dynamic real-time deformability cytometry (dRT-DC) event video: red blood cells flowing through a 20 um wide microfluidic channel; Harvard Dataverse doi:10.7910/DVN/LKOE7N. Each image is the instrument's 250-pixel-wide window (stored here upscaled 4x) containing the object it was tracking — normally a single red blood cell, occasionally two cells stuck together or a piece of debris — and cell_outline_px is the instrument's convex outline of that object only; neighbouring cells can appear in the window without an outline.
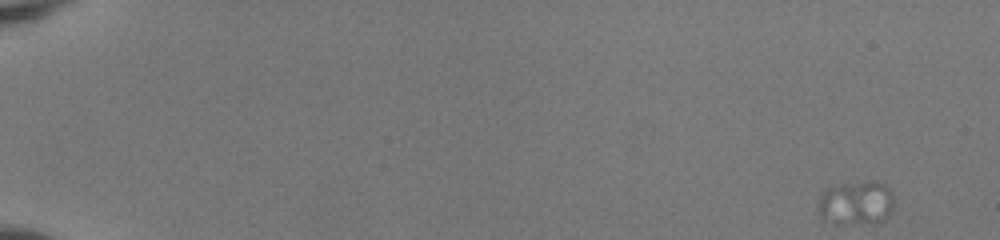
{"species": "human", "species_latin": "Homo sapiens", "temperature_condition": "room temperature", "stored_images_in_passage": 19, "camera_frame_rate_fps": 3000, "um_per_image_px": 0.085, "donor": {"sex": "female"}, "frame": {"image": 1, "passage_image": 1, "time_ms": 0.0, "image_size_px": [1000, 240], "cell_outline_px": [[892, 208], [888, 216], [880, 220], [844, 224], [836, 224], [820, 220], [820, 196], [832, 184], [872, 180], [876, 180], [884, 184], [892, 192]], "centroid_in_image_um": [72.74, 17.21], "position_along_channel_um": 12.3, "area_um2": 19.42}}